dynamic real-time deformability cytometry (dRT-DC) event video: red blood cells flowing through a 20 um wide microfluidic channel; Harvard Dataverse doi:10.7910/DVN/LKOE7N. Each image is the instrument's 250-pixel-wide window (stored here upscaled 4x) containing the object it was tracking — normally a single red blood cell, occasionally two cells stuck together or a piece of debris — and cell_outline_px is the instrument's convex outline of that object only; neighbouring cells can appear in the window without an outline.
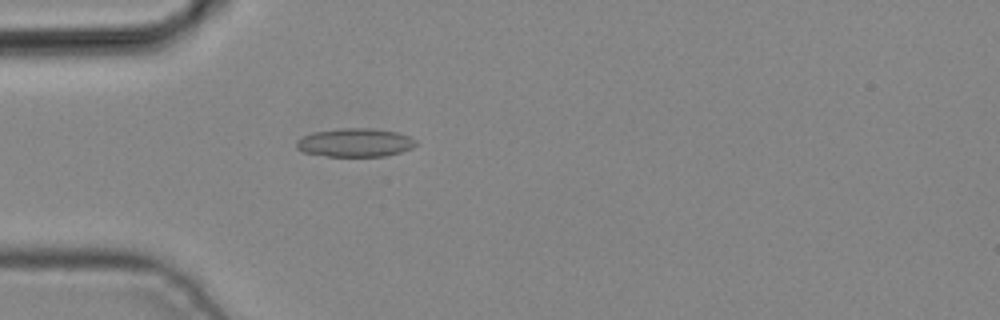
{"species": "common noctule bat (a hibernating species)", "species_latin": "Nyctalus noctula", "temperature_condition": "cold", "stored_images_in_passage": 3, "camera_frame_rate_fps": 3000, "um_per_image_px": 0.085, "animal": {"sex": "male", "body_mass_g": 19.2, "forearm_length_mm": 51.8}, "frame": {"image": 1, "passage_image": 3, "time_ms": 0.667, "image_size_px": [1000, 320], "cell_outline_px": [[420, 144], [412, 148], [400, 152], [384, 156], [328, 156], [304, 152], [296, 148], [296, 140], [312, 132], [340, 128], [372, 128], [396, 132], [408, 136], [416, 140]], "centroid_in_image_um": [30.2, 12.11], "position_along_channel_um": 54.8, "area_um2": 19.88}}